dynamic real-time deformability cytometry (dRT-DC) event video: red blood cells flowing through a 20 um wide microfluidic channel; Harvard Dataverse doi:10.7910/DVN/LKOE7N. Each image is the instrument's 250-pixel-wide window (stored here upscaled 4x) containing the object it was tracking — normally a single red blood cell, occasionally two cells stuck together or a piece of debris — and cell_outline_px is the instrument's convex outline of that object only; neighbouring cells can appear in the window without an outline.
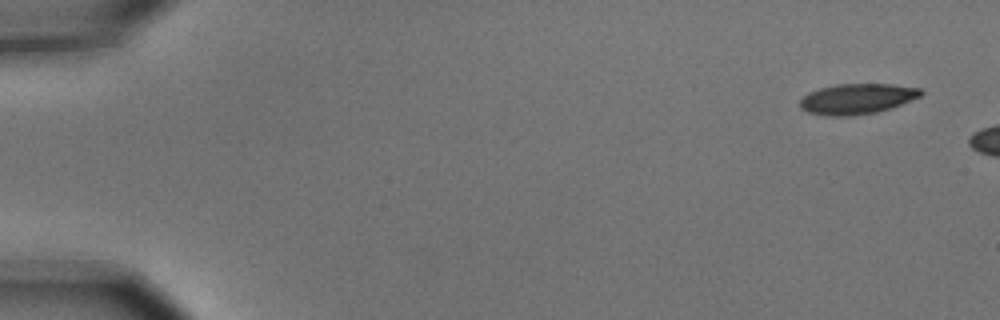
{"species": "common noctule bat (a hibernating species)", "species_latin": "Nyctalus noctula", "temperature_condition": "cold", "stored_images_in_passage": 3, "camera_frame_rate_fps": 3000, "um_per_image_px": 0.085, "animal": {"sex": "male", "body_mass_g": 15.6}, "frame": {"image": 1, "passage_image": 1, "time_ms": 0.0, "image_size_px": [1000, 320], "cell_outline_px": [[924, 92], [920, 96], [900, 104], [876, 112], [848, 116], [828, 116], [808, 112], [800, 108], [800, 100], [808, 92], [820, 88], [836, 84], [892, 84], [920, 88]], "centroid_in_image_um": [72.82, 8.39], "position_along_channel_um": 12.2, "area_um2": 21.27}}